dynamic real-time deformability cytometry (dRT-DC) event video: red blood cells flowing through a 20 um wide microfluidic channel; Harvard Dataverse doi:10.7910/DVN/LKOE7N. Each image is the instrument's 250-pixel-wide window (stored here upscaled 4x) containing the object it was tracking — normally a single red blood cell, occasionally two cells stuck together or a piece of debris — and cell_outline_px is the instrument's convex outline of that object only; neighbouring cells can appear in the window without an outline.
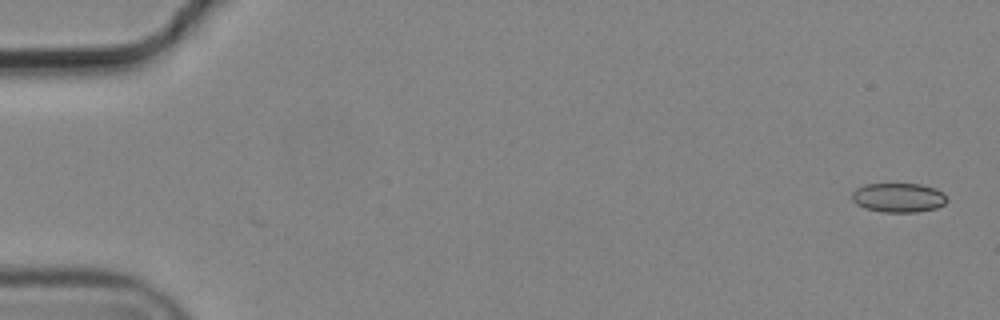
{"species": "common noctule bat (a hibernating species)", "species_latin": "Nyctalus noctula", "temperature_condition": "cold", "stored_images_in_passage": 6, "camera_frame_rate_fps": 3000, "um_per_image_px": 0.085, "animal": {"sex": "male", "body_mass_g": 19.2, "forearm_length_mm": 51.8}, "frame": {"image": 1, "passage_image": 1, "time_ms": 0.0, "image_size_px": [1000, 320], "cell_outline_px": [[948, 200], [944, 204], [936, 208], [916, 212], [880, 212], [864, 208], [856, 204], [852, 200], [852, 192], [856, 188], [864, 184], [920, 184], [936, 188], [944, 192]], "centroid_in_image_um": [76.37, 16.8], "position_along_channel_um": 8.6, "area_um2": 16.42}}
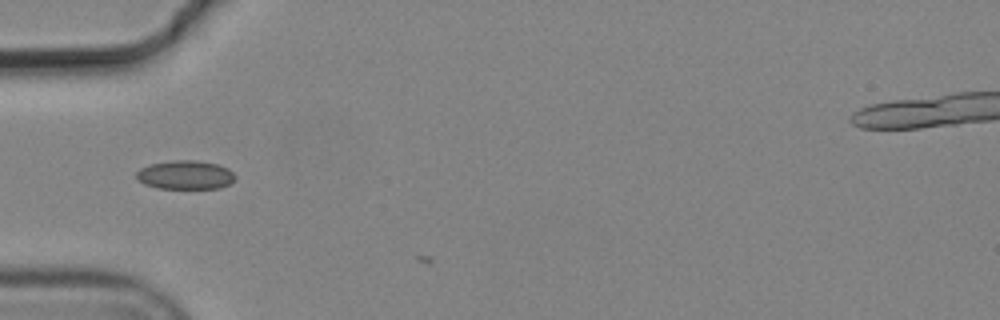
{"frame": {"image": 2, "passage_image": 5, "time_ms": 1.333, "image_size_px": [1000, 320], "cell_outline_px": [[236, 176], [228, 184], [220, 188], [156, 188], [144, 184], [136, 176], [136, 172], [140, 168], [148, 164], [172, 160], [196, 160], [220, 164], [228, 168]], "centroid_in_image_um": [15.74, 14.85], "position_along_channel_um": 69.3, "area_um2": 16.65}}